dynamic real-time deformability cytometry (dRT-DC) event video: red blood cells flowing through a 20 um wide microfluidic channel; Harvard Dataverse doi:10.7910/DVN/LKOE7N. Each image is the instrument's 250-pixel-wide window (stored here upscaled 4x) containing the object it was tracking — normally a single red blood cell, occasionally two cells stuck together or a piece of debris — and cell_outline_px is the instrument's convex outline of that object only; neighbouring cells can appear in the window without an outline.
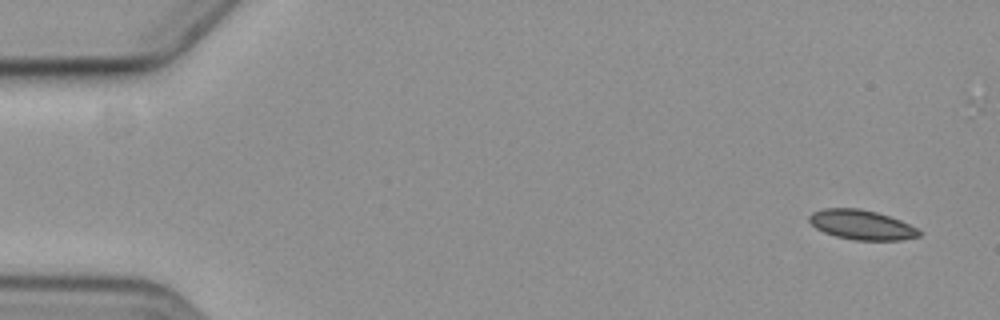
{"species": "common noctule bat (a hibernating species)", "species_latin": "Nyctalus noctula", "temperature_condition": "cold", "stored_images_in_passage": 8, "camera_frame_rate_fps": 3000, "um_per_image_px": 0.085, "animal": {"sex": "female", "body_mass_g": 19.3, "forearm_length_mm": 54.1}, "frame": {"image": 1, "passage_image": 1, "time_ms": 0.0, "image_size_px": [1000, 320], "cell_outline_px": [[920, 236], [900, 240], [856, 240], [836, 236], [824, 232], [816, 228], [808, 220], [808, 216], [812, 212], [824, 208], [860, 208], [876, 212], [900, 220], [916, 228], [920, 232]], "centroid_in_image_um": [73.2, 19.1], "position_along_channel_um": 11.8, "area_um2": 18.84}}
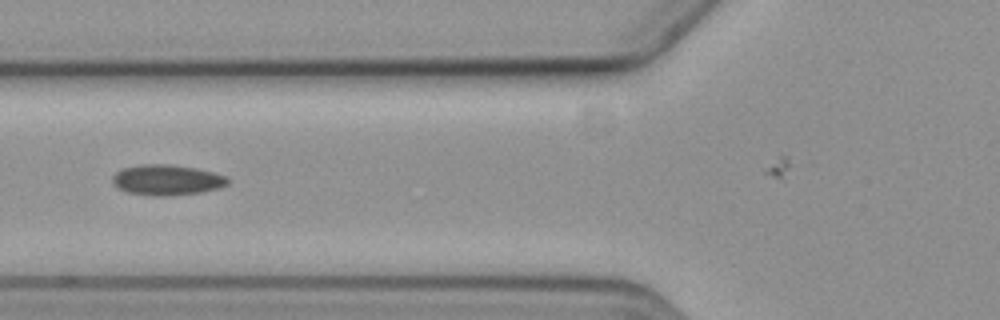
{"frame": {"image": 2, "passage_image": 7, "time_ms": 6.667, "image_size_px": [1000, 320], "cell_outline_px": [[228, 184], [220, 188], [200, 192], [164, 196], [152, 196], [128, 192], [112, 184], [112, 176], [116, 172], [124, 168], [140, 164], [168, 164], [196, 168], [212, 172], [224, 176], [228, 180]], "centroid_in_image_um": [14.16, 15.29], "position_along_channel_um": 111.6, "area_um2": 20.35}}
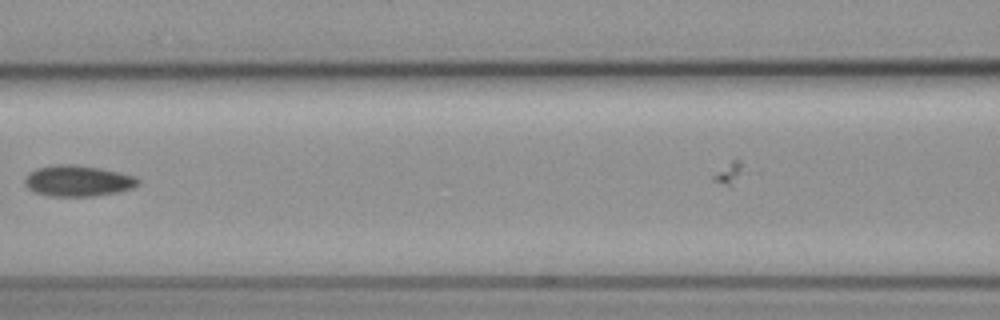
{"frame": {"image": 3, "passage_image": 8, "time_ms": 8.0, "image_size_px": [1000, 320], "cell_outline_px": [[140, 184], [132, 188], [116, 192], [92, 196], [48, 196], [36, 192], [28, 188], [24, 184], [24, 176], [36, 168], [56, 164], [72, 164], [100, 168], [136, 176], [140, 180]], "centroid_in_image_um": [6.6, 15.36], "position_along_channel_um": 160.0, "area_um2": 20.52}}